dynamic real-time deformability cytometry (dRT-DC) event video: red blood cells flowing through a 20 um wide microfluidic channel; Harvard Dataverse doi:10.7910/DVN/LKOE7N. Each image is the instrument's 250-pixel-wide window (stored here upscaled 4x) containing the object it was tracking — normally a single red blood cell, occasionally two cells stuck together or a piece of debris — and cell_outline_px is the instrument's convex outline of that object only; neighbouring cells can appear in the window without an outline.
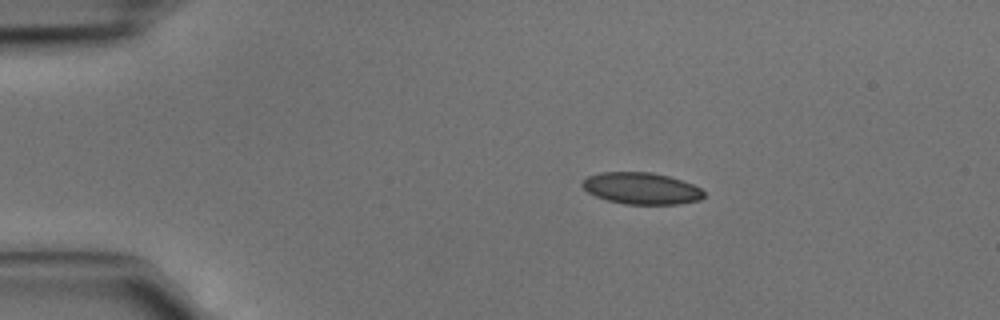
{"species": "common noctule bat (a hibernating species)", "species_latin": "Nyctalus noctula", "temperature_condition": "cold", "stored_images_in_passage": 4, "camera_frame_rate_fps": 3000, "um_per_image_px": 0.085, "animal": {"sex": "male", "body_mass_g": 15.6}, "frame": {"image": 1, "passage_image": 2, "time_ms": 0.333, "image_size_px": [1000, 320], "cell_outline_px": [[704, 196], [700, 200], [680, 204], [624, 204], [608, 200], [596, 196], [588, 192], [580, 184], [588, 176], [600, 172], [652, 172], [668, 176], [692, 184], [700, 188], [704, 192]], "centroid_in_image_um": [54.52, 16.01], "position_along_channel_um": 30.5, "area_um2": 22.37}}
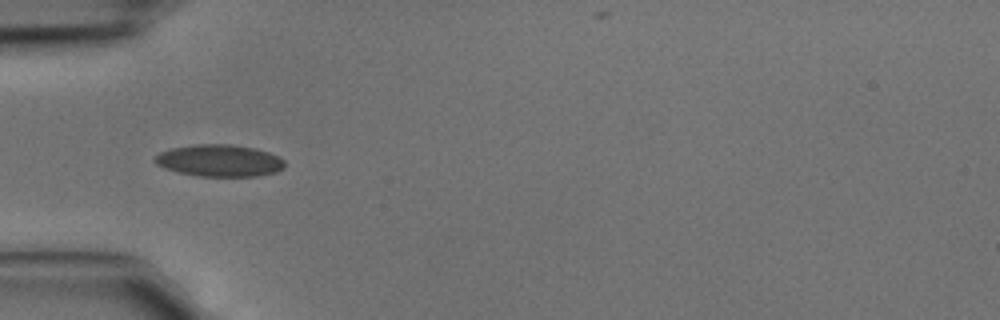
{"frame": {"image": 2, "passage_image": 3, "time_ms": 0.667, "image_size_px": [1000, 320], "cell_outline_px": [[284, 168], [276, 172], [256, 176], [196, 176], [164, 168], [156, 164], [152, 160], [152, 156], [160, 152], [172, 148], [196, 144], [232, 144], [252, 148], [268, 152], [280, 156], [284, 160]], "centroid_in_image_um": [18.63, 13.65], "position_along_channel_um": 66.4, "area_um2": 24.28}}